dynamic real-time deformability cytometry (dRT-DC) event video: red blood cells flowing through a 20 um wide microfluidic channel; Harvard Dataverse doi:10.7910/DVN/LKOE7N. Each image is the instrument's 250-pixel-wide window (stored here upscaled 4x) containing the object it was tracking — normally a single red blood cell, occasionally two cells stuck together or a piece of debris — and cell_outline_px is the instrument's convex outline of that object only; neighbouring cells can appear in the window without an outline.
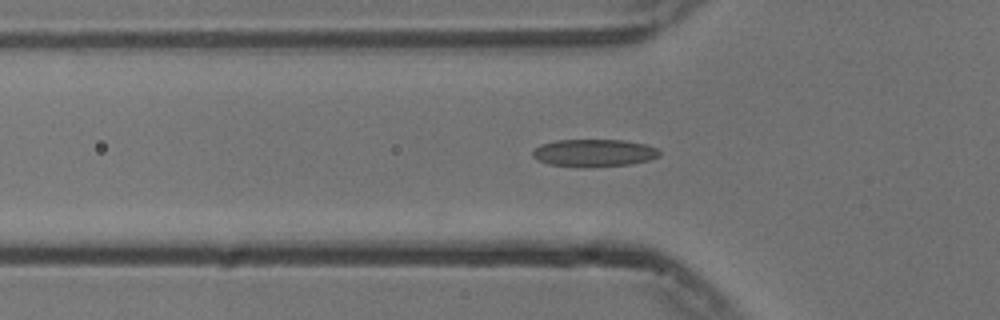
{"species": "common noctule bat (a hibernating species)", "species_latin": "Nyctalus noctula", "temperature_condition": "cold", "stored_images_in_passage": 32, "camera_frame_rate_fps": 3000, "um_per_image_px": 0.085, "animal": {"sex": "male", "body_mass_g": 13.3}, "frame": {"image": 1, "passage_image": 2, "time_ms": 0.333, "image_size_px": [1000, 320], "cell_outline_px": [[660, 156], [648, 160], [632, 164], [548, 164], [532, 156], [532, 152], [540, 144], [556, 140], [624, 140], [644, 144], [656, 148], [660, 152]], "centroid_in_image_um": [50.51, 12.94], "position_along_channel_um": 75.3, "area_um2": 19.19}}
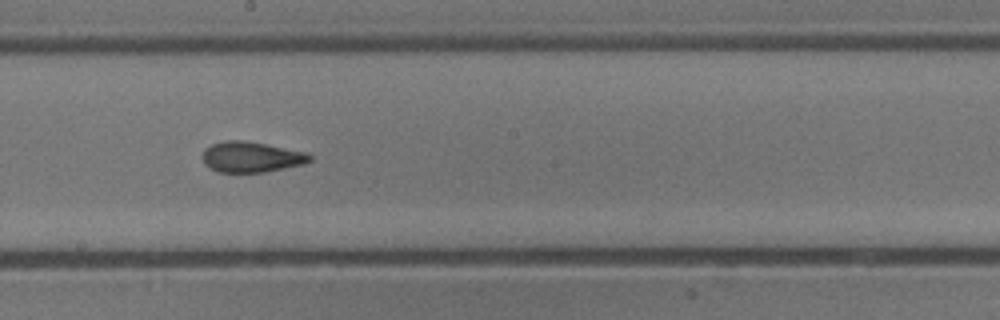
{"frame": {"image": 2, "passage_image": 14, "time_ms": 4.333, "image_size_px": [1000, 320], "cell_outline_px": [[312, 160], [304, 164], [264, 172], [216, 172], [204, 164], [200, 156], [204, 148], [212, 144], [228, 140], [244, 140], [308, 152], [312, 156]], "centroid_in_image_um": [21.33, 13.34], "position_along_channel_um": 226.9, "area_um2": 19.36}}
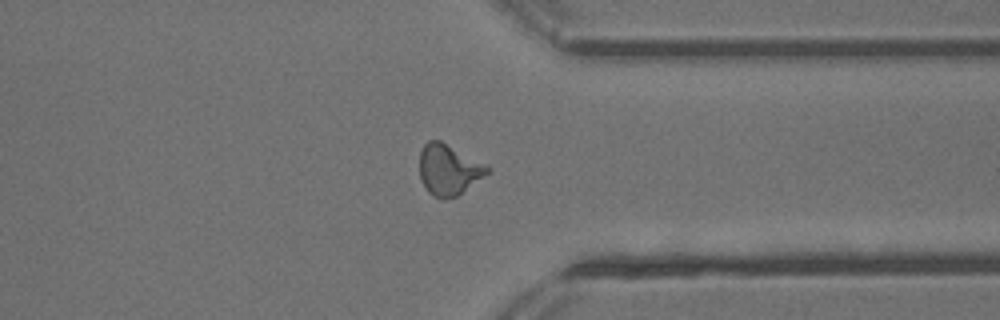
{"frame": {"image": 3, "passage_image": 26, "time_ms": 8.333, "image_size_px": [1000, 320], "cell_outline_px": [[488, 172], [456, 196], [432, 196], [428, 192], [420, 176], [420, 152], [424, 144], [428, 140], [440, 140], [488, 164]], "centroid_in_image_um": [38.12, 14.36], "position_along_channel_um": 373.3, "area_um2": 19.54}}